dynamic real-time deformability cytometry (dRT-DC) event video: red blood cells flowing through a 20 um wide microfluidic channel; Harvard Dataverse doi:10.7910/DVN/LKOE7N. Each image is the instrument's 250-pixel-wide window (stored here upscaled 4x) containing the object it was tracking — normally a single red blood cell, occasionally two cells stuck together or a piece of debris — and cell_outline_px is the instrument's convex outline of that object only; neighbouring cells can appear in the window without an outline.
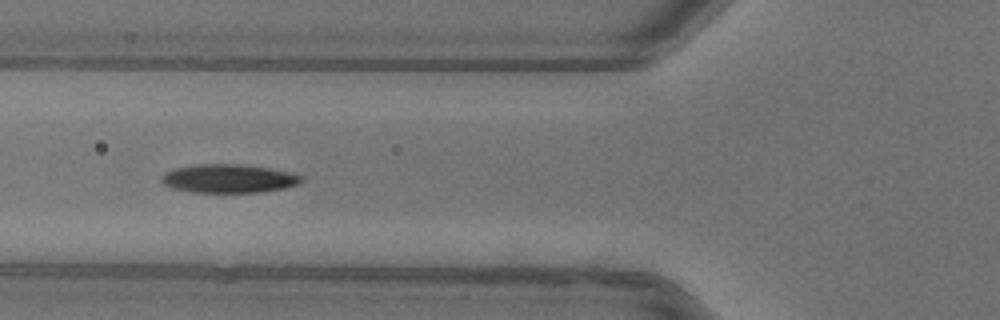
{"species": "common noctule bat (a hibernating species)", "species_latin": "Nyctalus noctula", "temperature_condition": "warm", "stored_images_in_passage": 38, "camera_frame_rate_fps": 3000, "um_per_image_px": 0.085, "animal": {"sex": "female"}, "frame": {"image": 1, "passage_image": 6, "time_ms": 1.667, "image_size_px": [1000, 320], "cell_outline_px": [[304, 180], [300, 184], [284, 188], [260, 192], [192, 192], [172, 188], [164, 184], [160, 180], [160, 176], [164, 172], [172, 168], [196, 164], [240, 164], [268, 168], [288, 172], [304, 176]], "centroid_in_image_um": [19.41, 15.17], "position_along_channel_um": 106.4, "area_um2": 23.47}, "authors_computed_cell_mechanics": {"area_um2": 23.6113, "velocity_mm_per_s": 3.9314, "shape_relaxation_time_tau1_ms": 3.5097, "shape_relaxation_time_tau2_ms": 3.7513, "deformation_change_tau1": 0.1534, "deformation_change_tau2": 0.0704}}